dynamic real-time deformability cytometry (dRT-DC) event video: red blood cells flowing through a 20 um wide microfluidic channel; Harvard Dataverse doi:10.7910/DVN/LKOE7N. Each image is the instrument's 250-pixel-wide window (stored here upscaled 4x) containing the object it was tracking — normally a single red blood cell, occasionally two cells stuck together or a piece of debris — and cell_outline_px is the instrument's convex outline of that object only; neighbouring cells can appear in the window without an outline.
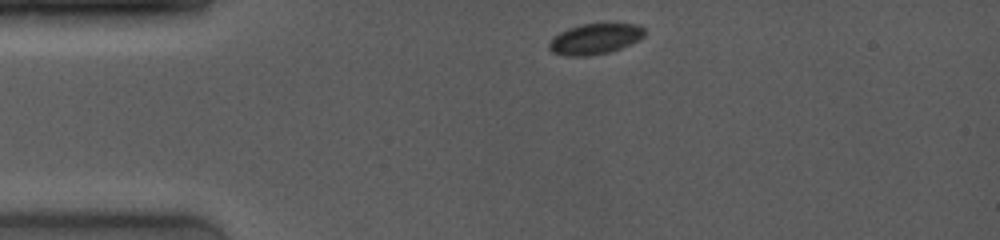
{"species": "common noctule bat (a hibernating species)", "species_latin": "Nyctalus noctula", "temperature_condition": "room temperature", "stored_images_in_passage": 6, "camera_frame_rate_fps": 4000, "um_per_image_px": 0.085, "animal": {"sex": "female", "body_mass_g": 19.0, "forearm_length_mm": 53.3}, "frame": {"image": 1, "passage_image": 1, "time_ms": 0.0, "image_size_px": [1000, 240], "cell_outline_px": [[644, 36], [620, 48], [608, 52], [588, 56], [564, 56], [552, 52], [548, 48], [548, 44], [552, 36], [568, 28], [580, 24], [636, 24], [644, 28]], "centroid_in_image_um": [50.49, 3.31], "position_along_channel_um": 34.5, "area_um2": 16.94}}
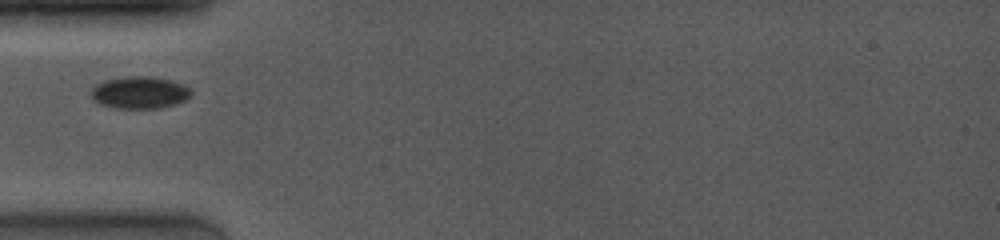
{"frame": {"image": 2, "passage_image": 5, "time_ms": 2.0, "image_size_px": [1000, 240], "cell_outline_px": [[192, 96], [184, 100], [160, 108], [116, 108], [100, 104], [92, 100], [92, 88], [96, 84], [108, 80], [124, 76], [152, 76], [184, 84], [192, 92]], "centroid_in_image_um": [11.86, 7.86], "position_along_channel_um": 73.1, "area_um2": 18.61}}